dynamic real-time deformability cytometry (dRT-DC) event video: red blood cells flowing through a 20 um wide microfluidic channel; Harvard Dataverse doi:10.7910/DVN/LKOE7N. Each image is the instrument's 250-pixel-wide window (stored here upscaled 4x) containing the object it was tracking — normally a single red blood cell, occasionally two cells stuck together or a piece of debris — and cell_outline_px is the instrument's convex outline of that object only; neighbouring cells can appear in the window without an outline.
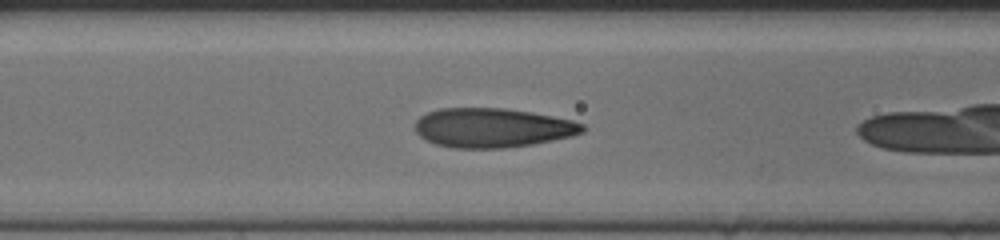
{"species": "human", "species_latin": "Homo sapiens", "temperature_condition": "cold", "stored_images_in_passage": 27, "camera_frame_rate_fps": 3000, "um_per_image_px": 0.085, "donor": {"sex": "female"}, "frame": {"image": 1, "passage_image": 5, "time_ms": 1.333, "image_size_px": [1000, 240], "cell_outline_px": [[584, 132], [572, 136], [532, 144], [504, 148], [452, 148], [436, 144], [420, 136], [416, 132], [416, 120], [420, 116], [428, 112], [440, 108], [504, 108], [552, 116], [572, 120], [584, 124]], "centroid_in_image_um": [41.85, 10.86], "position_along_channel_um": 124.7, "area_um2": 38.21}}
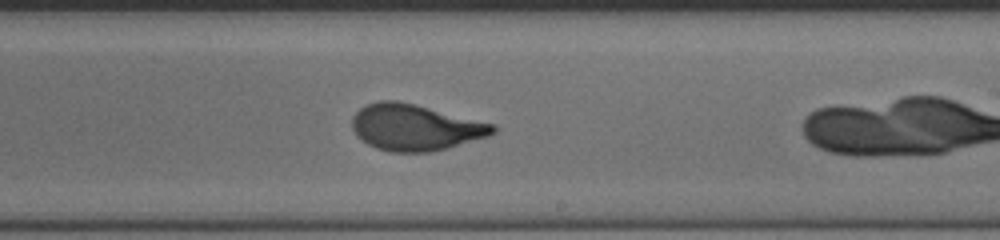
{"frame": {"image": 2, "passage_image": 16, "time_ms": 5.0, "image_size_px": [1000, 240], "cell_outline_px": [[496, 132], [488, 136], [448, 148], [432, 152], [388, 152], [376, 148], [360, 140], [356, 136], [352, 128], [352, 116], [364, 104], [380, 100], [396, 100], [416, 104], [496, 124]], "centroid_in_image_um": [35.27, 10.82], "position_along_channel_um": 253.7, "area_um2": 38.38}}
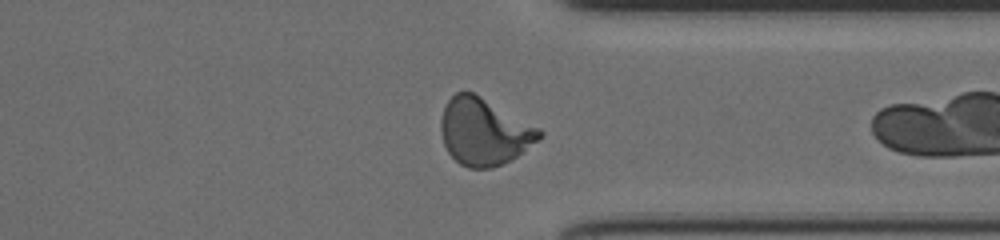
{"frame": {"image": 3, "passage_image": 26, "time_ms": 8.333, "image_size_px": [1000, 240], "cell_outline_px": [[544, 136], [540, 140], [516, 156], [492, 168], [468, 168], [460, 164], [448, 152], [444, 144], [440, 132], [440, 120], [444, 108], [448, 100], [456, 92], [472, 92], [480, 96], [540, 128], [544, 132]], "centroid_in_image_um": [41.14, 11.2], "position_along_channel_um": 370.3, "area_um2": 38.21}}